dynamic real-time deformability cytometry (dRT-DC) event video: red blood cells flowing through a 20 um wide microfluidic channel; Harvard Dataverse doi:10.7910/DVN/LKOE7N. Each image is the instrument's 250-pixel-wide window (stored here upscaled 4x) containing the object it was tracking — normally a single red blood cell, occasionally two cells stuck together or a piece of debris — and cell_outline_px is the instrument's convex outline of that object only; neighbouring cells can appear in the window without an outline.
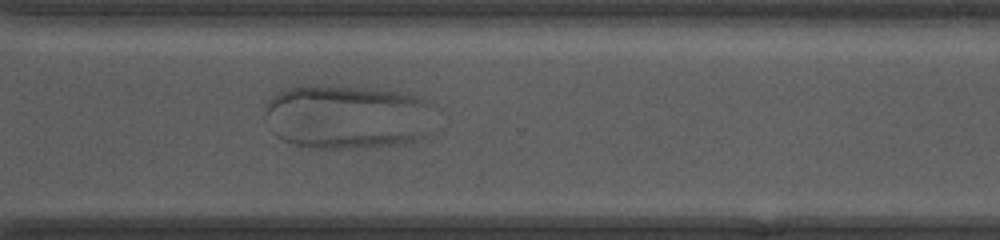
{"species": "human", "species_latin": "Homo sapiens", "temperature_condition": "room temperature", "stored_images_in_passage": 48, "segment_of_instrument_passage": [2, 2], "camera_frame_rate_fps": 3000, "um_per_image_px": 0.085, "donor": {"sex": "female"}, "frame": {"image": 1, "passage_image": 36, "time_ms": 11.667, "image_size_px": [1000, 240], "cell_outline_px": [[432, 104], [268, 112], [264, 112], [264, 104], [276, 92], [300, 84], [316, 84], [364, 88], [396, 92], [412, 96], [424, 100]], "centroid_in_image_um": [28.49, 8.37], "position_along_channel_um": 342.1, "area_um2": 21.85}}